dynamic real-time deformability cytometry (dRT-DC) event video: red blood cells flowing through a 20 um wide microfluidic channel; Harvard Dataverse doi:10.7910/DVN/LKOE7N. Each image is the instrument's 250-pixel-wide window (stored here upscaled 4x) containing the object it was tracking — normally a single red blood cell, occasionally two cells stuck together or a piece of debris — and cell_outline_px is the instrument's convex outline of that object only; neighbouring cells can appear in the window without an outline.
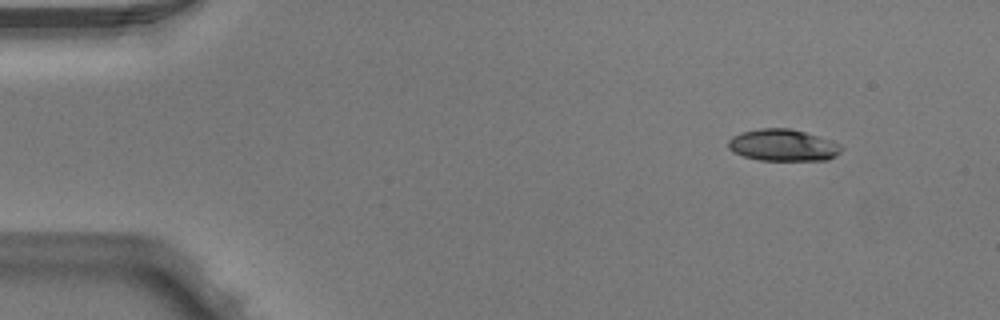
{"species": "Egyptian fruit bat (a non-hibernating species)", "species_latin": "Rousettus aegyptiacus", "temperature_condition": "warm", "stored_images_in_passage": 4, "camera_frame_rate_fps": 3000, "um_per_image_px": 0.085, "animal": {"sex": "male"}, "frame": {"image": 1, "passage_image": 1, "time_ms": 0.0, "image_size_px": [1000, 320], "cell_outline_px": [[844, 148], [836, 156], [828, 160], [760, 160], [744, 156], [728, 148], [728, 140], [732, 136], [740, 132], [760, 128], [792, 128], [832, 140], [840, 144]], "centroid_in_image_um": [66.58, 12.33], "position_along_channel_um": 18.4, "area_um2": 21.1}}
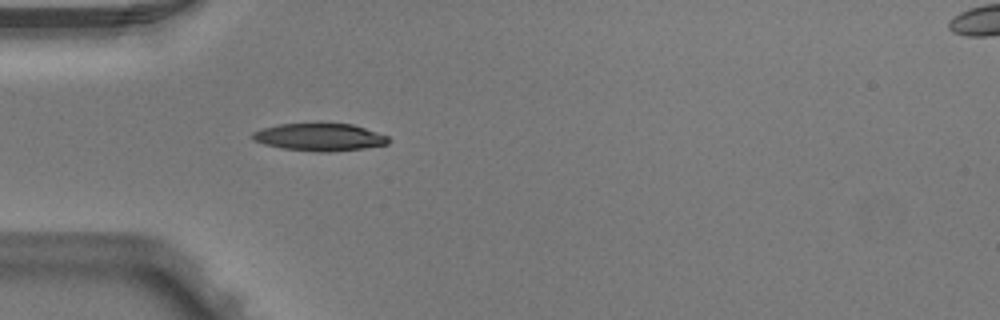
{"frame": {"image": 2, "passage_image": 4, "time_ms": 1.0, "image_size_px": [1000, 320], "cell_outline_px": [[392, 140], [388, 144], [364, 148], [328, 152], [320, 152], [284, 148], [264, 144], [252, 140], [252, 132], [260, 128], [280, 124], [316, 120], [352, 124], [388, 136]], "centroid_in_image_um": [27.15, 11.6], "position_along_channel_um": 57.9, "area_um2": 22.66}}